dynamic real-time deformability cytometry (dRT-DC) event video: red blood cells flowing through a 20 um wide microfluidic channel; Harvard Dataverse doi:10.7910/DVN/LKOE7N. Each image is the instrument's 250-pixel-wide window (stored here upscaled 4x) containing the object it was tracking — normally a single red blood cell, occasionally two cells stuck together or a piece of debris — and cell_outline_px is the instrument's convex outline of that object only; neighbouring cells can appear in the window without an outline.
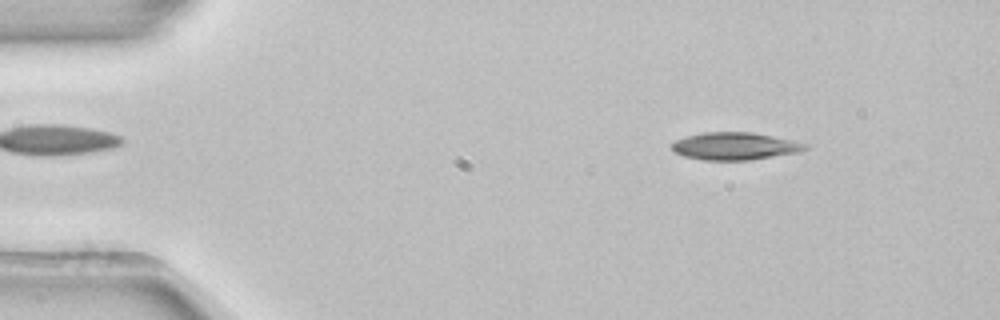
{"species": "common noctule bat (a hibernating species)", "species_latin": "Nyctalus noctula", "temperature_condition": "room temperature", "stored_images_in_passage": 51, "camera_frame_rate_fps": 3000, "um_per_image_px": 0.085, "animal": {"sex": "female", "body_mass_g": 22.7, "forearm_length_mm": 54.2}, "frame": {"image": 1, "passage_image": 6, "time_ms": 1.667, "image_size_px": [1000, 320], "cell_outline_px": [[808, 148], [800, 152], [748, 160], [704, 160], [684, 156], [676, 152], [672, 148], [672, 144], [676, 140], [684, 136], [704, 132], [752, 132], [792, 140], [808, 144]], "centroid_in_image_um": [62.47, 12.41], "position_along_channel_um": 22.5, "area_um2": 21.27}}
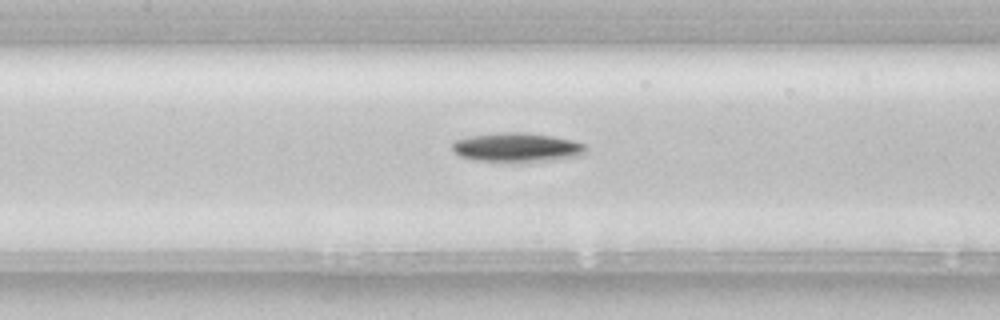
{"frame": {"image": 2, "passage_image": 23, "time_ms": 7.333, "image_size_px": [1000, 320], "cell_outline_px": [[588, 148], [584, 152], [576, 156], [540, 160], [476, 160], [460, 156], [452, 148], [452, 144], [456, 140], [468, 136], [504, 132], [524, 132], [552, 136], [572, 140], [584, 144]], "centroid_in_image_um": [43.91, 12.49], "position_along_channel_um": 163.5, "area_um2": 21.79}}
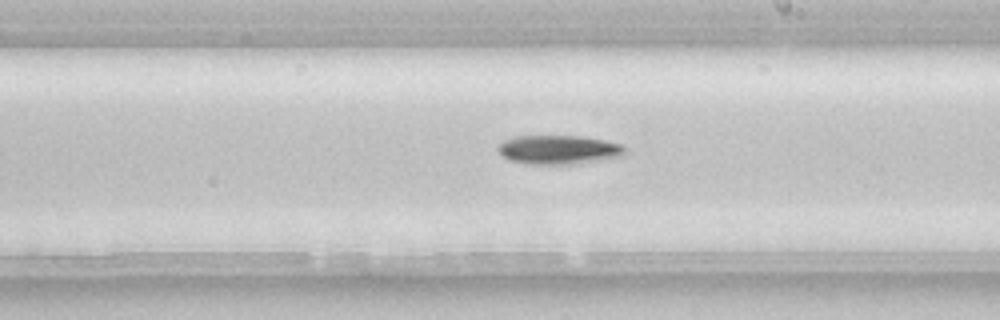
{"frame": {"image": 3, "passage_image": 29, "time_ms": 9.333, "image_size_px": [1000, 320], "cell_outline_px": [[624, 152], [620, 156], [576, 164], [532, 164], [508, 160], [496, 148], [504, 140], [516, 136], [580, 136], [604, 140], [620, 144], [624, 148]], "centroid_in_image_um": [47.44, 12.72], "position_along_channel_um": 241.6, "area_um2": 21.15}, "authors_computed_cell_mechanics": {"area_um2": 21.3282, "velocity_mm_per_s": 3.913, "shape_relaxation_time_tau1_ms": 3.6097, "shape_relaxation_time_tau2_ms": null, "deformation_change_tau1": 0.0837, "deformation_change_tau2": null}}